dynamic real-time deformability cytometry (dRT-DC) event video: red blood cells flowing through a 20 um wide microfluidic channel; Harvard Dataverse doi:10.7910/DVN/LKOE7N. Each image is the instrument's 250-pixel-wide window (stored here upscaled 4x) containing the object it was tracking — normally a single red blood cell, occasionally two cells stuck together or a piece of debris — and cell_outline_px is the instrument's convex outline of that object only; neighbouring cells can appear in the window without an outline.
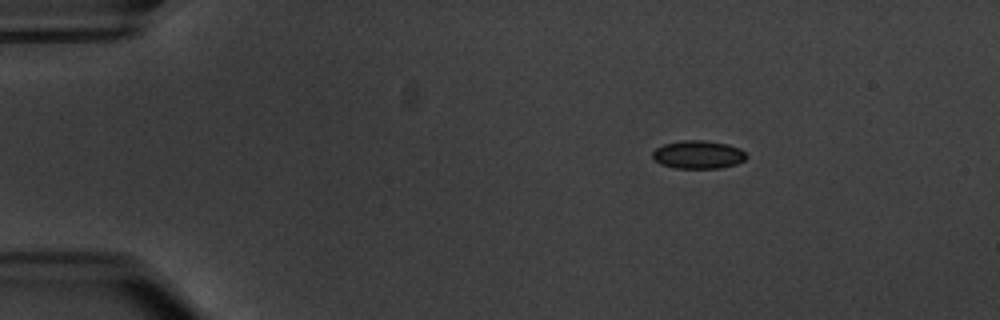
{"species": "common noctule bat (a hibernating species)", "species_latin": "Nyctalus noctula", "temperature_condition": "warm", "stored_images_in_passage": 8, "camera_frame_rate_fps": 3000, "um_per_image_px": 0.085, "animal": {"sex": "male", "body_mass_g": 20.1, "forearm_length_mm": 53.5}, "frame": {"image": 1, "passage_image": 2, "time_ms": 1.333, "image_size_px": [1000, 320], "cell_outline_px": [[748, 156], [744, 160], [736, 164], [720, 168], [676, 168], [660, 164], [652, 156], [652, 152], [656, 148], [664, 144], [680, 140], [704, 140], [728, 144], [740, 148]], "centroid_in_image_um": [59.35, 13.13], "position_along_channel_um": 25.6, "area_um2": 15.43}}
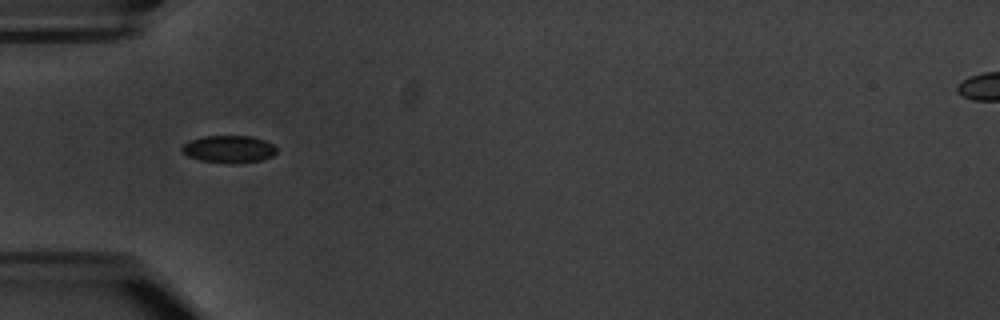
{"frame": {"image": 2, "passage_image": 5, "time_ms": 4.667, "image_size_px": [1000, 320], "cell_outline_px": [[276, 152], [272, 156], [264, 160], [232, 164], [228, 164], [200, 160], [188, 156], [180, 148], [188, 140], [204, 136], [252, 136], [264, 140], [272, 144], [276, 148]], "centroid_in_image_um": [19.45, 12.68], "position_along_channel_um": 65.5, "area_um2": 15.2}}